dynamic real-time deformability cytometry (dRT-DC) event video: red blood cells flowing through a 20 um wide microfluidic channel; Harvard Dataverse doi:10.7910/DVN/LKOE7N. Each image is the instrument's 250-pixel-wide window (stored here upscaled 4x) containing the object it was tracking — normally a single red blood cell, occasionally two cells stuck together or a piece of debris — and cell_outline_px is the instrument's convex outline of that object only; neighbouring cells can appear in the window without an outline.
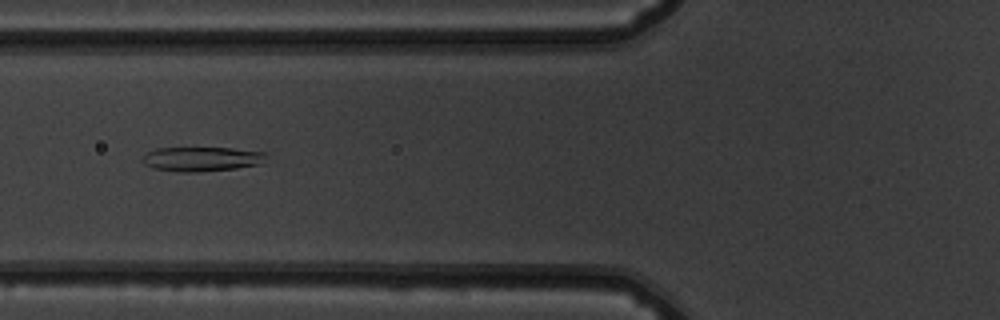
{"species": "common noctule bat (a hibernating species)", "species_latin": "Nyctalus noctula", "temperature_condition": "warm", "stored_images_in_passage": 37, "camera_frame_rate_fps": 3000, "um_per_image_px": 0.085, "animal": {"sex": "male", "body_mass_g": 19.5, "forearm_length_mm": 54.6}, "frame": {"image": 1, "passage_image": 5, "time_ms": 1.333, "image_size_px": [1000, 320], "cell_outline_px": [[268, 152], [256, 164], [236, 168], [196, 172], [180, 172], [152, 168], [144, 164], [140, 160], [148, 152], [156, 148], [232, 148]], "centroid_in_image_um": [17.06, 13.51], "position_along_channel_um": 108.7, "area_um2": 17.4}}
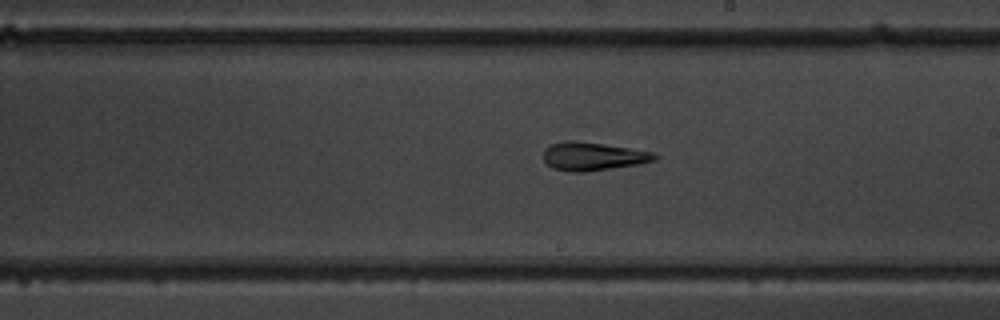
{"frame": {"image": 2, "passage_image": 15, "time_ms": 4.667, "image_size_px": [1000, 320], "cell_outline_px": [[660, 156], [656, 160], [640, 164], [584, 172], [568, 172], [552, 168], [544, 160], [544, 148], [552, 144], [600, 144], [628, 148], [652, 152]], "centroid_in_image_um": [50.46, 13.35], "position_along_channel_um": 238.5, "area_um2": 17.46}}
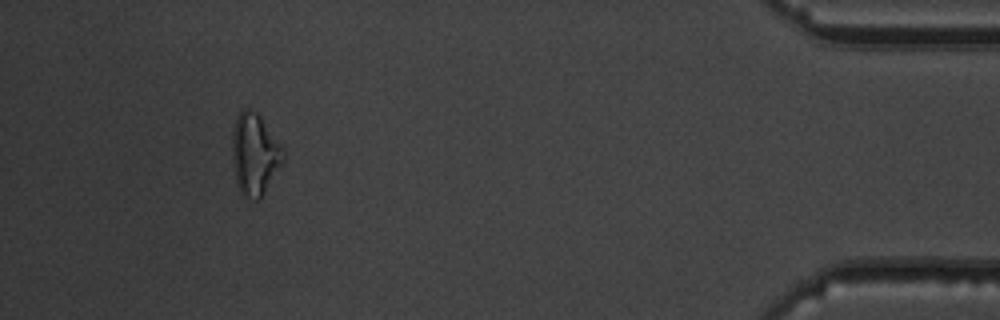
{"frame": {"image": 3, "passage_image": 33, "time_ms": 10.667, "image_size_px": [1000, 320], "cell_outline_px": [[284, 160], [260, 200], [256, 200], [244, 196], [240, 192], [236, 184], [232, 156], [232, 132], [236, 116], [244, 108], [248, 108], [256, 112], [260, 116], [284, 148]], "centroid_in_image_um": [21.64, 13.11], "position_along_channel_um": 413.6, "area_um2": 24.39}, "authors_computed_cell_mechanics": {"area_um2": 17.8602, "velocity_mm_per_s": 3.8984, "shape_relaxation_time_tau1_ms": null, "shape_relaxation_time_tau2_ms": 1.9084, "deformation_change_tau1": null, "deformation_change_tau2": 0.0984}}